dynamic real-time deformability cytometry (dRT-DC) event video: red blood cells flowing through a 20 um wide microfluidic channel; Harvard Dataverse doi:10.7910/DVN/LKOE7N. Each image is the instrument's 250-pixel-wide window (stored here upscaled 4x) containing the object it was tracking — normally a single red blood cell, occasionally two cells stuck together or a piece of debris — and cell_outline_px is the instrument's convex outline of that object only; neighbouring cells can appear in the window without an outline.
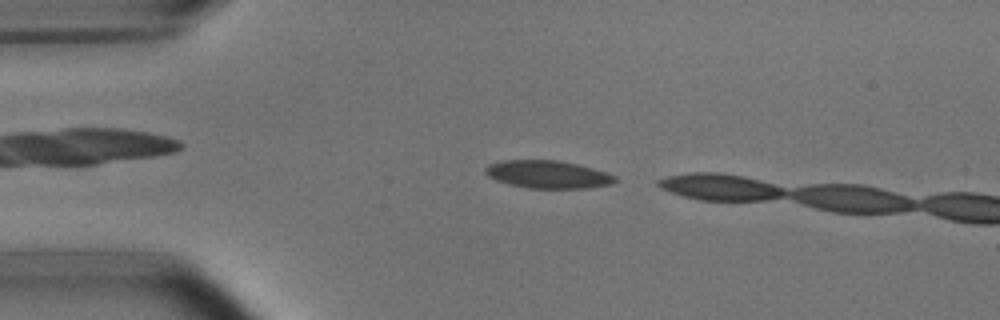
{"species": "common noctule bat (a hibernating species)", "species_latin": "Nyctalus noctula", "temperature_condition": "room temperature", "stored_images_in_passage": 5, "camera_frame_rate_fps": 3000, "um_per_image_px": 0.085, "animal": {"sex": "male", "body_mass_g": 15.6}, "frame": {"image": 1, "passage_image": 2, "time_ms": 0.333, "image_size_px": [1000, 320], "cell_outline_px": [[620, 180], [612, 184], [588, 188], [528, 188], [508, 184], [496, 180], [488, 176], [484, 172], [484, 168], [488, 164], [504, 160], [556, 160], [576, 164], [592, 168], [616, 176]], "centroid_in_image_um": [46.56, 14.83], "position_along_channel_um": 38.4, "area_um2": 21.04}}